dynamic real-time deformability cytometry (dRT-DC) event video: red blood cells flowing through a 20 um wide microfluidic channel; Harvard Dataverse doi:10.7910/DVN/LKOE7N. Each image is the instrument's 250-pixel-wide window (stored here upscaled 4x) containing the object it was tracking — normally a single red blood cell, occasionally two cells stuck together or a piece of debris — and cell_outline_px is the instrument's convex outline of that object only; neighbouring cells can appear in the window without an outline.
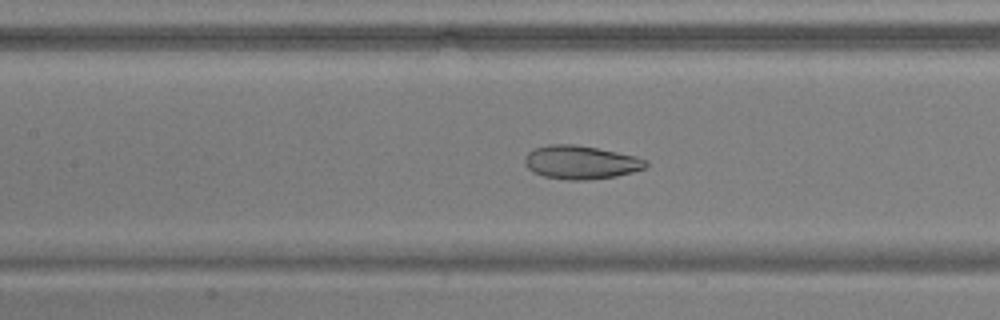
{"species": "common noctule bat (a hibernating species)", "species_latin": "Nyctalus noctula", "temperature_condition": "warm", "stored_images_in_passage": 53, "camera_frame_rate_fps": 3000, "um_per_image_px": 0.085, "animal": {"sex": "male", "body_mass_g": 17.9, "forearm_length_mm": 54.2}, "frame": {"image": 1, "passage_image": 24, "time_ms": 7.667, "image_size_px": [1000, 320], "cell_outline_px": [[648, 164], [644, 168], [632, 172], [616, 176], [588, 180], [568, 180], [544, 176], [532, 172], [524, 164], [524, 156], [532, 148], [548, 144], [576, 144], [636, 156], [648, 160]], "centroid_in_image_um": [49.33, 13.79], "position_along_channel_um": 158.1, "area_um2": 23.81}}
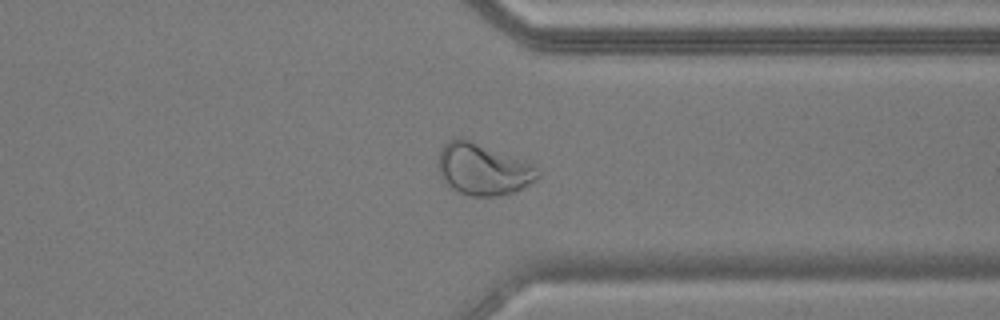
{"frame": {"image": 2, "passage_image": 41, "time_ms": 13.333, "image_size_px": [1000, 320], "cell_outline_px": [[540, 176], [536, 180], [516, 192], [492, 196], [472, 196], [448, 188], [444, 184], [440, 176], [436, 164], [440, 148], [448, 140], [456, 136], [460, 136], [472, 140], [524, 160], [532, 164], [540, 172]], "centroid_in_image_um": [41.0, 14.37], "position_along_channel_um": 370.4, "area_um2": 30.63}}
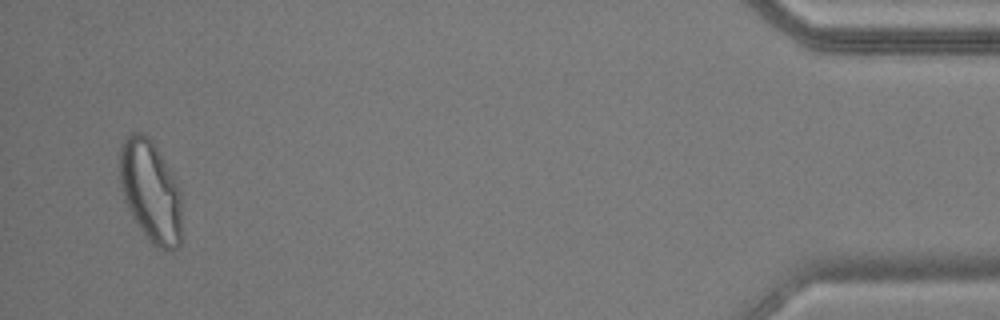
{"frame": {"image": 3, "passage_image": 51, "time_ms": 16.667, "image_size_px": [1000, 320], "cell_outline_px": [[180, 244], [172, 252], [156, 248], [148, 240], [132, 216], [124, 200], [120, 184], [120, 148], [124, 140], [132, 132], [140, 132], [148, 136], [152, 140], [172, 172], [180, 188]], "centroid_in_image_um": [12.8, 16.27], "position_along_channel_um": 422.4, "area_um2": 36.93}, "authors_computed_cell_mechanics": {"area_um2": 28.0908, "velocity_mm_per_s": 3.7574, "shape_relaxation_time_tau1_ms": 5.3469, "shape_relaxation_time_tau2_ms": 1.2178, "deformation_change_tau1": 0.1545, "deformation_change_tau2": 0.0551}}